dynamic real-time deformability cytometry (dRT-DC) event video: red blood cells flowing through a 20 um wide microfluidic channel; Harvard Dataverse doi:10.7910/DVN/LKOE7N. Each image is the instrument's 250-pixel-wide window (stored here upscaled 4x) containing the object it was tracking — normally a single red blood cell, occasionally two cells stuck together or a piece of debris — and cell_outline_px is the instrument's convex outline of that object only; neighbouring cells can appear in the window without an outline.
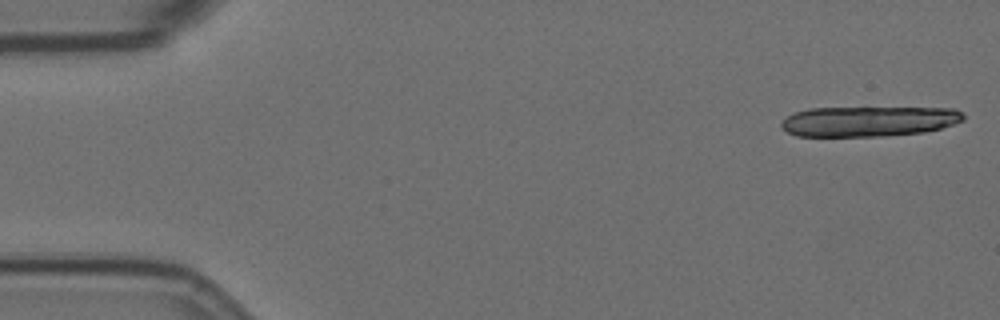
{"species": "Egyptian fruit bat (a non-hibernating species)", "species_latin": "Rousettus aegyptiacus", "temperature_condition": "room temperature", "stored_images_in_passage": 19, "camera_frame_rate_fps": 3000, "um_per_image_px": 0.085, "animal": {"sex": "female"}, "frame": {"image": 1, "passage_image": 1, "time_ms": 0.0, "image_size_px": [1000, 320], "cell_outline_px": [[964, 120], [940, 128], [924, 132], [884, 136], [796, 136], [780, 128], [780, 120], [792, 112], [808, 108], [956, 108], [964, 112]], "centroid_in_image_um": [73.79, 10.3], "position_along_channel_um": 11.2, "area_um2": 32.37}}